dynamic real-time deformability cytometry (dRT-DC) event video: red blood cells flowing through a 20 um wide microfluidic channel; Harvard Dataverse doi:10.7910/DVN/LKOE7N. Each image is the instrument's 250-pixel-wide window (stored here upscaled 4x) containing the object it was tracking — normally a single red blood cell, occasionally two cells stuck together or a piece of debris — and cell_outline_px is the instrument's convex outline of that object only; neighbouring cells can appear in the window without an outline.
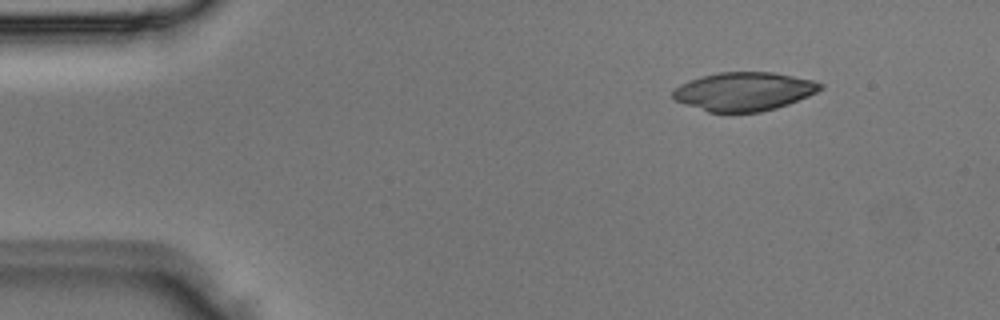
{"species": "Egyptian fruit bat (a non-hibernating species)", "species_latin": "Rousettus aegyptiacus", "temperature_condition": "room temperature", "stored_images_in_passage": 4, "camera_frame_rate_fps": 3000, "um_per_image_px": 0.085, "animal": {"sex": "male"}, "frame": {"image": 1, "passage_image": 1, "time_ms": 0.0, "image_size_px": [1000, 320], "cell_outline_px": [[824, 88], [808, 96], [788, 104], [776, 108], [760, 112], [708, 112], [672, 100], [672, 92], [680, 84], [688, 80], [700, 76], [720, 72], [772, 72], [812, 80], [824, 84]], "centroid_in_image_um": [63.21, 7.77], "position_along_channel_um": 21.8, "area_um2": 33.23}}